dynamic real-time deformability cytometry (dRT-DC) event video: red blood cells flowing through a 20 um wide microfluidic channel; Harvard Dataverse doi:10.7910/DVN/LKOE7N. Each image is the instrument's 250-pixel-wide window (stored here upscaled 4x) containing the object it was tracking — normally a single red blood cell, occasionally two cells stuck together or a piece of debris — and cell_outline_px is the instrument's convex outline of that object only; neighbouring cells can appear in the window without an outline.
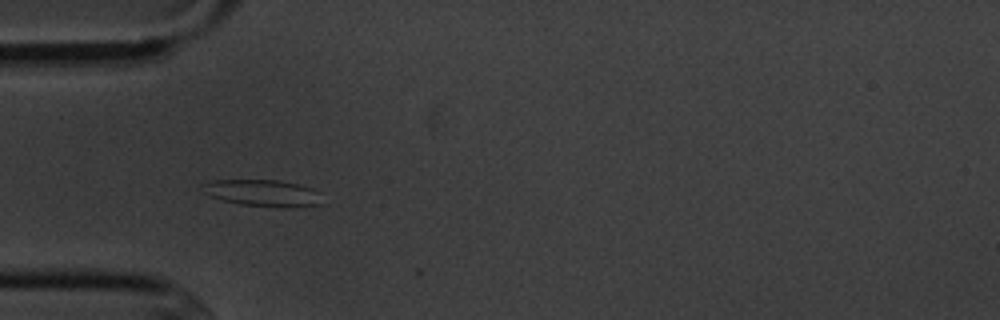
{"species": "common noctule bat (a hibernating species)", "species_latin": "Nyctalus noctula", "temperature_condition": "cold", "stored_images_in_passage": 4, "camera_frame_rate_fps": 3000, "um_per_image_px": 0.085, "animal": {"sex": "male", "body_mass_g": 20.1, "forearm_length_mm": 53.5}, "frame": {"image": 1, "passage_image": 3, "time_ms": 3.333, "image_size_px": [1000, 320], "cell_outline_px": [[320, 204], [240, 204], [208, 196], [204, 192], [200, 184], [216, 180], [276, 180], [300, 184], [312, 188]], "centroid_in_image_um": [22.13, 16.33], "position_along_channel_um": 62.9, "area_um2": 17.11}}
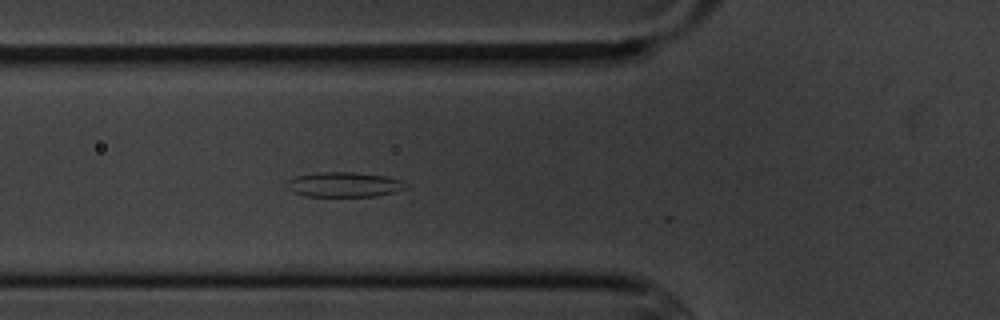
{"frame": {"image": 2, "passage_image": 4, "time_ms": 4.333, "image_size_px": [1000, 320], "cell_outline_px": [[404, 188], [396, 192], [376, 196], [304, 196], [292, 192], [288, 188], [288, 180], [296, 176], [320, 172], [352, 172], [384, 176], [400, 180]], "centroid_in_image_um": [29.19, 15.69], "position_along_channel_um": 96.6, "area_um2": 16.94}}